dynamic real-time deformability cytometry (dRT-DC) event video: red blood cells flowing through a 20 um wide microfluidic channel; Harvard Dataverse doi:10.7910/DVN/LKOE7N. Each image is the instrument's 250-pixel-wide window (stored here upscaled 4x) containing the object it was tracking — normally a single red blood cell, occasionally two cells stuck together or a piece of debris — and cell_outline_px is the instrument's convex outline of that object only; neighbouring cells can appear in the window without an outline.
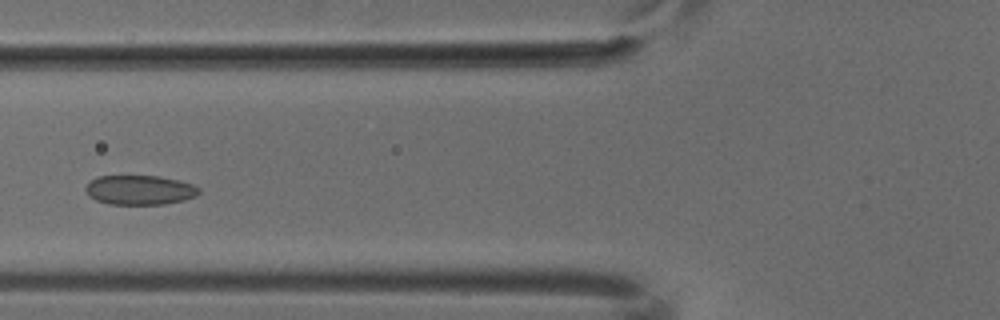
{"species": "common noctule bat (a hibernating species)", "species_latin": "Nyctalus noctula", "temperature_condition": "cold", "stored_images_in_passage": 6, "camera_frame_rate_fps": 3000, "um_per_image_px": 0.085, "animal": {"sex": "male", "body_mass_g": 18.8}, "frame": {"image": 1, "passage_image": 5, "time_ms": 1.333, "image_size_px": [1000, 320], "cell_outline_px": [[200, 192], [196, 196], [184, 200], [164, 204], [108, 204], [96, 200], [88, 196], [84, 188], [88, 180], [96, 176], [160, 176], [180, 180], [192, 184], [200, 188]], "centroid_in_image_um": [11.85, 16.14], "position_along_channel_um": 114.0, "area_um2": 19.77}}
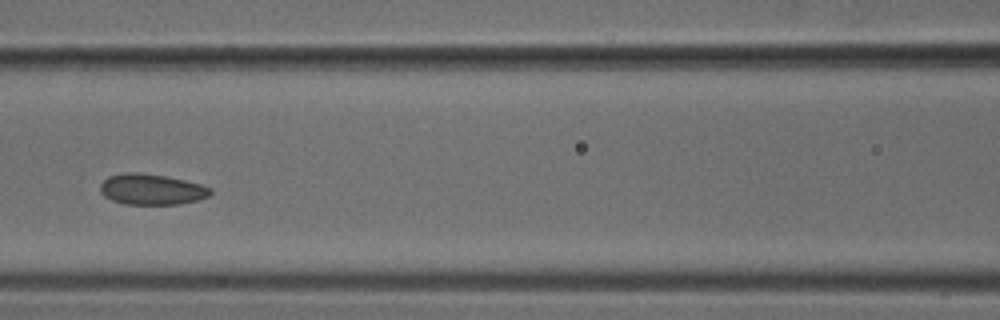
{"frame": {"image": 2, "passage_image": 6, "time_ms": 1.667, "image_size_px": [1000, 320], "cell_outline_px": [[212, 192], [208, 196], [200, 200], [180, 204], [124, 204], [112, 200], [104, 196], [100, 192], [100, 184], [108, 176], [128, 172], [136, 172], [164, 176], [184, 180], [200, 184], [212, 188]], "centroid_in_image_um": [12.89, 16.1], "position_along_channel_um": 153.7, "area_um2": 19.77}}